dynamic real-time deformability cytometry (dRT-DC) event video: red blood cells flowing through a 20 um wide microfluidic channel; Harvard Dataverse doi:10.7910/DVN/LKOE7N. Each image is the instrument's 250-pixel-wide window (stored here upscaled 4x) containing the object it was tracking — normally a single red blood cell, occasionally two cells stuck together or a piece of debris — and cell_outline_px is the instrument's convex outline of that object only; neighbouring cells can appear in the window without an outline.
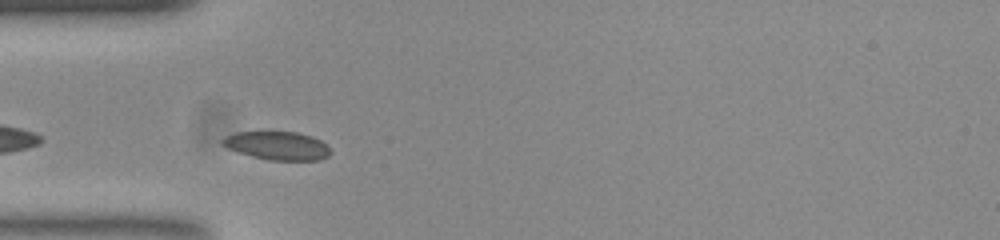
{"species": "common noctule bat (a hibernating species)", "species_latin": "Nyctalus noctula", "temperature_condition": "room temperature", "stored_images_in_passage": 32, "camera_frame_rate_fps": 3000, "um_per_image_px": 0.085, "animal": {"sex": "female", "body_mass_g": 23.0, "forearm_length_mm": 53.4}, "frame": {"image": 1, "passage_image": 3, "time_ms": 0.667, "image_size_px": [1000, 240], "cell_outline_px": [[332, 152], [328, 156], [320, 160], [268, 160], [252, 156], [228, 148], [220, 144], [220, 140], [224, 136], [236, 132], [296, 132], [312, 136], [320, 140]], "centroid_in_image_um": [23.55, 12.38], "position_along_channel_um": 61.4, "area_um2": 17.8}}
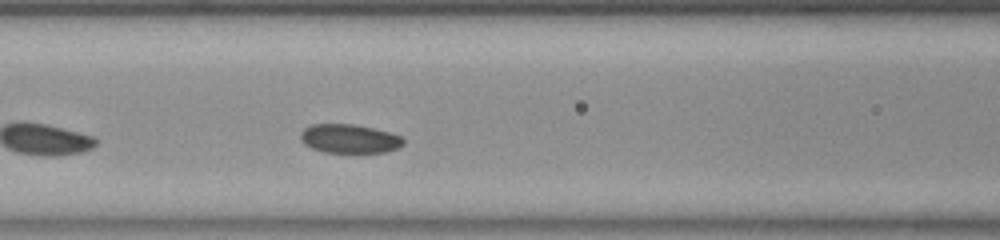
{"frame": {"image": 2, "passage_image": 9, "time_ms": 2.667, "image_size_px": [1000, 240], "cell_outline_px": [[404, 144], [396, 148], [384, 152], [324, 152], [312, 148], [304, 144], [300, 136], [300, 132], [304, 128], [312, 124], [352, 124], [372, 128], [388, 132], [400, 136], [404, 140]], "centroid_in_image_um": [29.66, 11.78], "position_along_channel_um": 136.9, "area_um2": 17.11}}
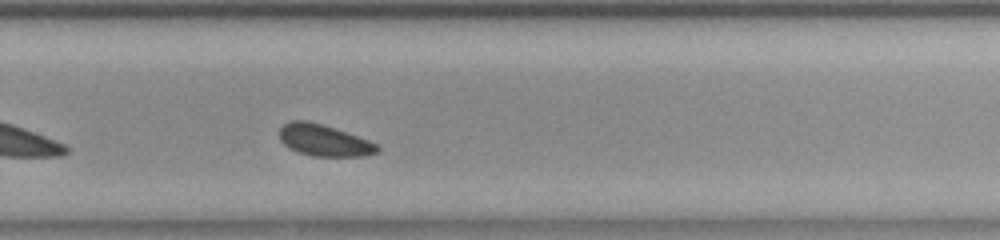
{"frame": {"image": 3, "passage_image": 22, "time_ms": 7.0, "image_size_px": [1000, 240], "cell_outline_px": [[380, 148], [376, 152], [364, 156], [316, 156], [300, 152], [284, 144], [280, 140], [280, 128], [284, 124], [292, 120], [308, 120], [368, 140], [376, 144]], "centroid_in_image_um": [27.52, 11.92], "position_along_channel_um": 302.3, "area_um2": 17.46}}